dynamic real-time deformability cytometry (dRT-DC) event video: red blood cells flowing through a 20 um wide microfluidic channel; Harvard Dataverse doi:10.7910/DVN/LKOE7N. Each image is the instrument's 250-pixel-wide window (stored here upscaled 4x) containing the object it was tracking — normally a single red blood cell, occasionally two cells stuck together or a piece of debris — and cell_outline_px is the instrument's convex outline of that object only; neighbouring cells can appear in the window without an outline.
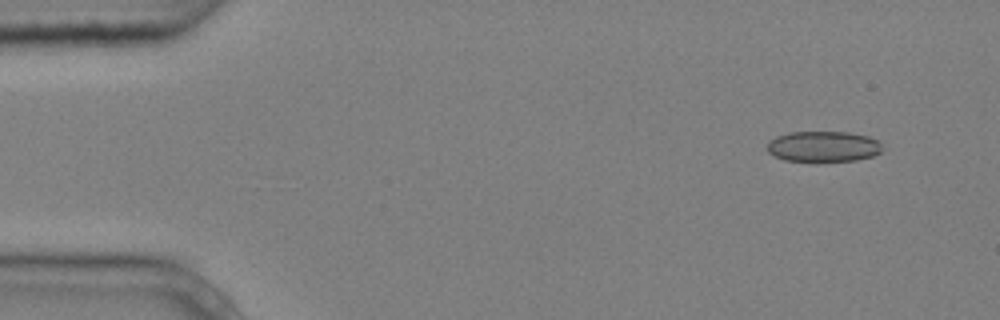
{"species": "common noctule bat (a hibernating species)", "species_latin": "Nyctalus noctula", "temperature_condition": "cold", "stored_images_in_passage": 4, "camera_frame_rate_fps": 3000, "um_per_image_px": 0.085, "animal": {"sex": "male", "body_mass_g": 20.4}, "frame": {"image": 1, "passage_image": 1, "time_ms": 0.0, "image_size_px": [1000, 320], "cell_outline_px": [[884, 148], [880, 152], [872, 156], [856, 160], [784, 160], [772, 156], [768, 152], [768, 140], [776, 136], [792, 132], [848, 132], [868, 136], [880, 140]], "centroid_in_image_um": [70.0, 12.43], "position_along_channel_um": 15.0, "area_um2": 20.52}}